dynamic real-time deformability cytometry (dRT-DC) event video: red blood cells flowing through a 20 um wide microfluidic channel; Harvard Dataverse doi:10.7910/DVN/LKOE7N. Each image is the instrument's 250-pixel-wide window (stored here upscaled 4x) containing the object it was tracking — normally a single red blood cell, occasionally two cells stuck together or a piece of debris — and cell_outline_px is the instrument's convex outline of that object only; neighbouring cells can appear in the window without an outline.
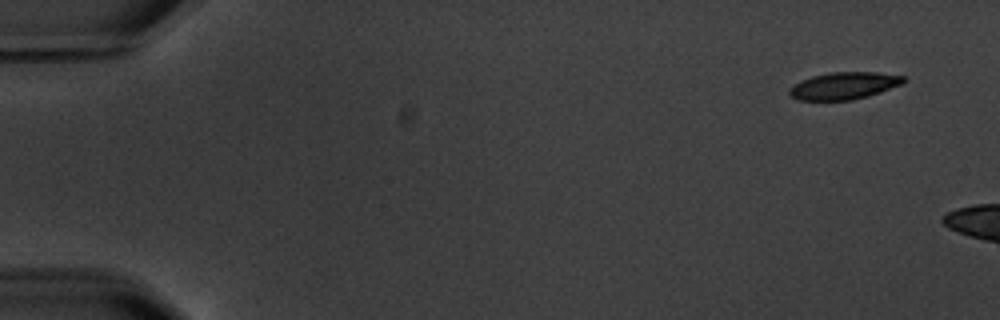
{"species": "common noctule bat (a hibernating species)", "species_latin": "Nyctalus noctula", "temperature_condition": "warm", "stored_images_in_passage": 3, "camera_frame_rate_fps": 3000, "um_per_image_px": 0.085, "animal": {"sex": "male", "body_mass_g": 20.1, "forearm_length_mm": 53.5}, "frame": {"image": 1, "passage_image": 1, "time_ms": 0.0, "image_size_px": [1000, 320], "cell_outline_px": [[904, 84], [868, 96], [852, 100], [800, 100], [792, 96], [788, 92], [788, 88], [800, 80], [812, 76], [828, 72], [876, 72], [904, 76]], "centroid_in_image_um": [71.73, 7.28], "position_along_channel_um": 13.3, "area_um2": 18.15}}